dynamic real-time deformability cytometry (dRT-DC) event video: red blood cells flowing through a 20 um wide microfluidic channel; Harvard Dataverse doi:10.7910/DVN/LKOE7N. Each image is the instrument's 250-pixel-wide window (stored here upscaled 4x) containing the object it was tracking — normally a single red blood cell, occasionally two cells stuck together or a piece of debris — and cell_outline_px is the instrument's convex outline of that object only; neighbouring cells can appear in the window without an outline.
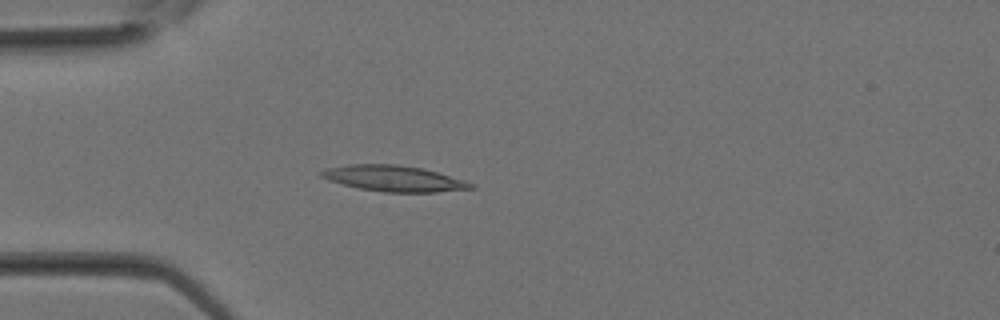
{"species": "Egyptian fruit bat (a non-hibernating species)", "species_latin": "Rousettus aegyptiacus", "temperature_condition": "room temperature", "stored_images_in_passage": 31, "camera_frame_rate_fps": 3000, "um_per_image_px": 0.085, "animal": {"sex": "female"}, "frame": {"image": 1, "passage_image": 8, "time_ms": 2.333, "image_size_px": [1000, 320], "cell_outline_px": [[476, 188], [436, 192], [384, 192], [360, 188], [328, 180], [320, 176], [316, 172], [324, 168], [348, 164], [396, 164], [424, 168], [464, 180], [476, 184]], "centroid_in_image_um": [33.46, 15.16], "position_along_channel_um": 51.5, "area_um2": 22.72}}
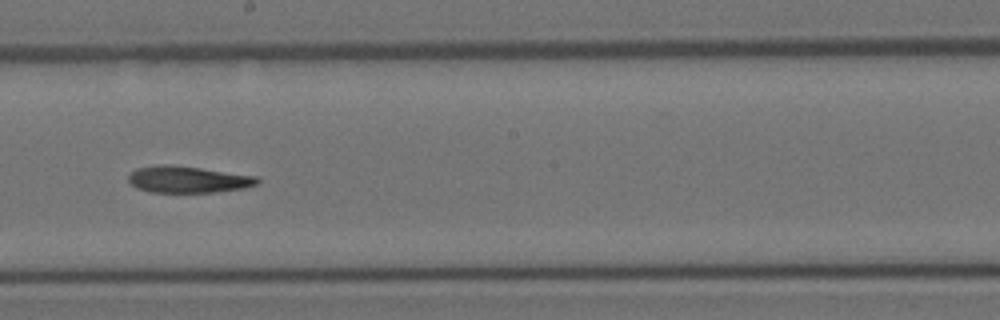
{"frame": {"image": 2, "passage_image": 17, "time_ms": 5.333, "image_size_px": [1000, 320], "cell_outline_px": [[260, 180], [256, 184], [244, 188], [216, 192], [152, 192], [136, 188], [128, 180], [128, 176], [136, 168], [156, 164], [172, 164], [256, 176]], "centroid_in_image_um": [15.94, 15.24], "position_along_channel_um": 232.3, "area_um2": 20.0}}
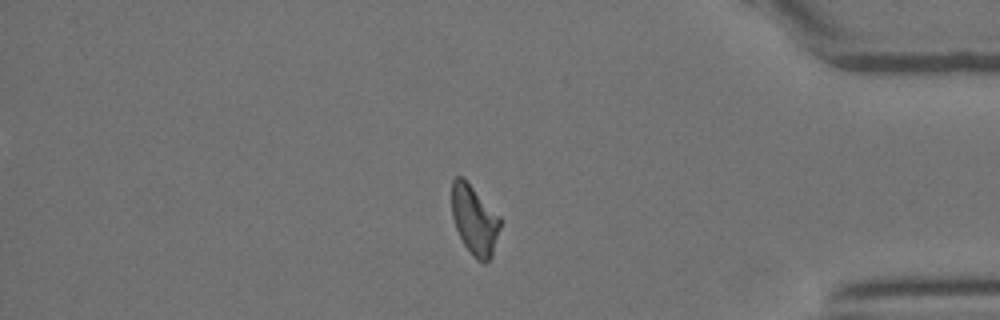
{"frame": {"image": 3, "passage_image": 26, "time_ms": 8.333, "image_size_px": [1000, 320], "cell_outline_px": [[500, 228], [492, 256], [484, 264], [476, 260], [464, 244], [456, 228], [452, 216], [452, 180], [456, 176], [464, 176], [500, 216]], "centroid_in_image_um": [40.33, 18.67], "position_along_channel_um": 394.9, "area_um2": 19.77}}